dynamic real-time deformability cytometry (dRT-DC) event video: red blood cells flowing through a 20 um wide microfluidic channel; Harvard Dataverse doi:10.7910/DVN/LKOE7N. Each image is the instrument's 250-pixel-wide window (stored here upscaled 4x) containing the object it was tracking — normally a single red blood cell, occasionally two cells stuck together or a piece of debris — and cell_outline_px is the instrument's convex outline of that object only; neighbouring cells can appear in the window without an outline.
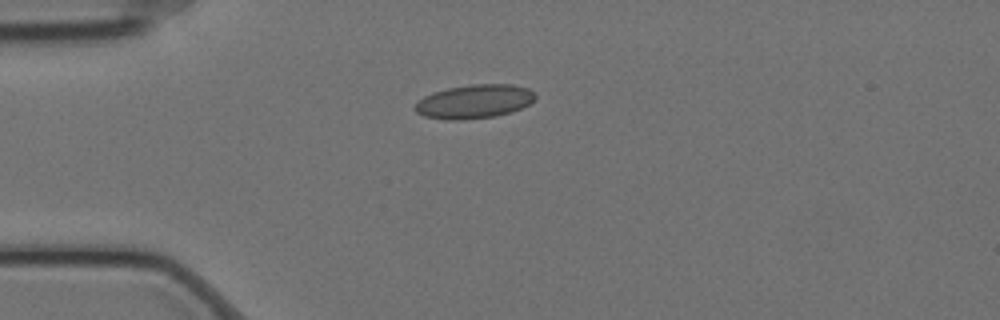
{"species": "Egyptian fruit bat (a non-hibernating species)", "species_latin": "Rousettus aegyptiacus", "temperature_condition": "cold", "stored_images_in_passage": 2, "camera_frame_rate_fps": 3000, "um_per_image_px": 0.085, "animal": {"sex": "female"}, "frame": {"image": 1, "passage_image": 2, "time_ms": 0.333, "image_size_px": [1000, 320], "cell_outline_px": [[536, 96], [528, 104], [520, 108], [496, 116], [460, 120], [448, 120], [424, 116], [416, 112], [412, 108], [424, 96], [432, 92], [448, 88], [472, 84], [512, 84], [528, 88], [536, 92]], "centroid_in_image_um": [40.3, 8.62], "position_along_channel_um": 44.7, "area_um2": 23.64}}